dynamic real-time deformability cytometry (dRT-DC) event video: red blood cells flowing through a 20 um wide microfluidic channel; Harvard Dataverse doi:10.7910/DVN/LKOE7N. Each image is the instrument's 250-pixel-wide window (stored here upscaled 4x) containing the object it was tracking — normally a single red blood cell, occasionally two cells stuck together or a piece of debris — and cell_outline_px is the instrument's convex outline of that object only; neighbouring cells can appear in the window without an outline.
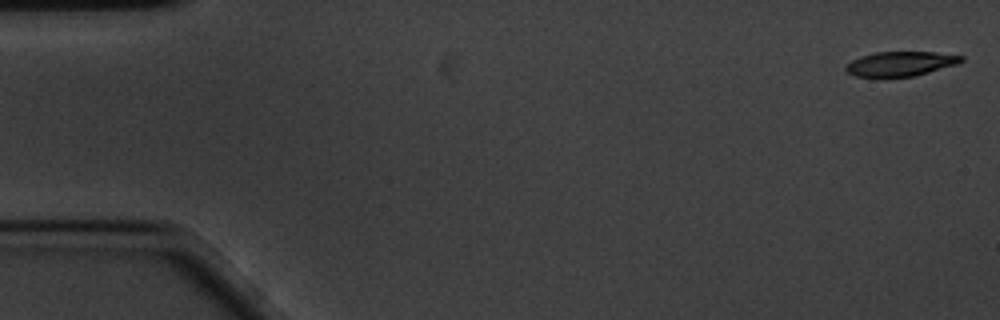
{"species": "common noctule bat (a hibernating species)", "species_latin": "Nyctalus noctula", "temperature_condition": "cold", "stored_images_in_passage": 14, "camera_frame_rate_fps": 3000, "um_per_image_px": 0.085, "animal": {"sex": "male", "body_mass_g": 20.1, "forearm_length_mm": 53.5}, "frame": {"image": 1, "passage_image": 1, "time_ms": 0.0, "image_size_px": [1000, 320], "cell_outline_px": [[964, 60], [956, 64], [916, 76], [856, 76], [848, 72], [844, 68], [852, 60], [860, 56], [876, 52], [936, 52], [964, 56]], "centroid_in_image_um": [76.57, 5.4], "position_along_channel_um": 8.4, "area_um2": 16.3}}